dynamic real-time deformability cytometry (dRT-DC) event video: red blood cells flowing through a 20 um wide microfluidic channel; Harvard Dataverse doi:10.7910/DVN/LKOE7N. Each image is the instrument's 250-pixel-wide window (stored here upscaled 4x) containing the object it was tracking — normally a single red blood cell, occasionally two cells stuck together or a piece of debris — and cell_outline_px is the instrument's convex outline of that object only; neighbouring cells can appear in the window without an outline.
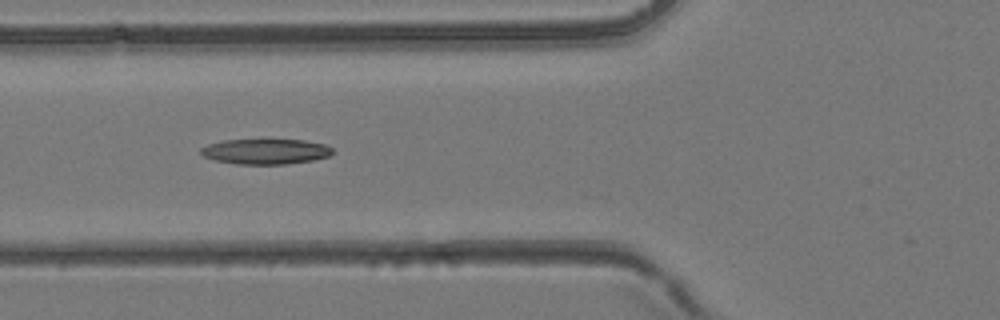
{"species": "common noctule bat (a hibernating species)", "species_latin": "Nyctalus noctula", "temperature_condition": "room temperature", "stored_images_in_passage": 17, "camera_frame_rate_fps": 3000, "um_per_image_px": 0.085, "animal": {"sex": "female", "body_mass_g": 24.6, "forearm_length_mm": 56.2}, "frame": {"image": 1, "passage_image": 5, "time_ms": 1.333, "image_size_px": [1000, 320], "cell_outline_px": [[332, 152], [328, 156], [312, 160], [284, 164], [236, 164], [216, 160], [204, 156], [200, 152], [200, 148], [208, 144], [224, 140], [304, 140], [328, 144], [332, 148]], "centroid_in_image_um": [22.58, 12.87], "position_along_channel_um": 103.2, "area_um2": 19.31}}
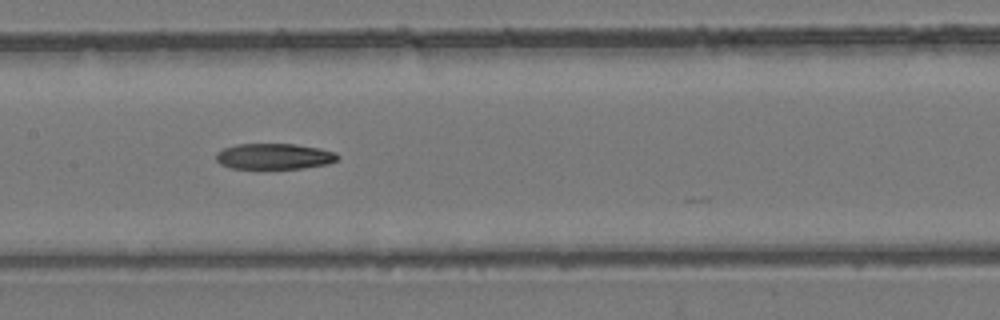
{"frame": {"image": 2, "passage_image": 10, "time_ms": 3.0, "image_size_px": [1000, 320], "cell_outline_px": [[340, 156], [336, 160], [328, 164], [304, 168], [228, 168], [220, 164], [216, 160], [216, 152], [224, 148], [236, 144], [296, 144], [320, 148], [336, 152]], "centroid_in_image_um": [23.31, 13.28], "position_along_channel_um": 184.1, "area_um2": 18.38}}
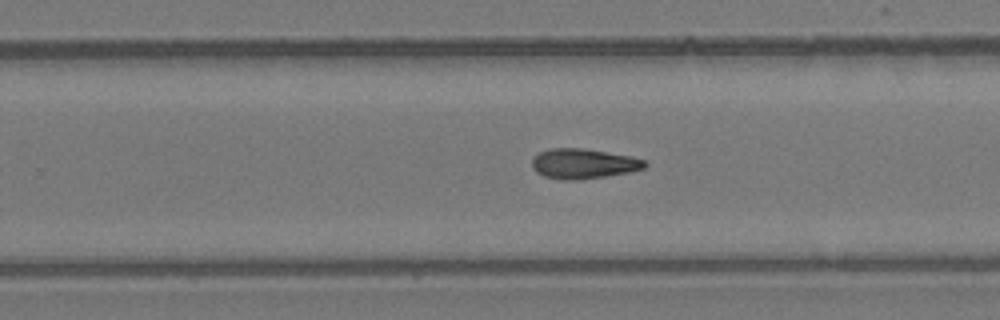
{"frame": {"image": 3, "passage_image": 16, "time_ms": 5.0, "image_size_px": [1000, 320], "cell_outline_px": [[648, 164], [644, 168], [628, 172], [604, 176], [576, 180], [560, 180], [544, 176], [536, 172], [532, 168], [532, 156], [540, 152], [552, 148], [584, 148], [632, 156], [644, 160]], "centroid_in_image_um": [49.56, 13.91], "position_along_channel_um": 280.2, "area_um2": 19.77}}